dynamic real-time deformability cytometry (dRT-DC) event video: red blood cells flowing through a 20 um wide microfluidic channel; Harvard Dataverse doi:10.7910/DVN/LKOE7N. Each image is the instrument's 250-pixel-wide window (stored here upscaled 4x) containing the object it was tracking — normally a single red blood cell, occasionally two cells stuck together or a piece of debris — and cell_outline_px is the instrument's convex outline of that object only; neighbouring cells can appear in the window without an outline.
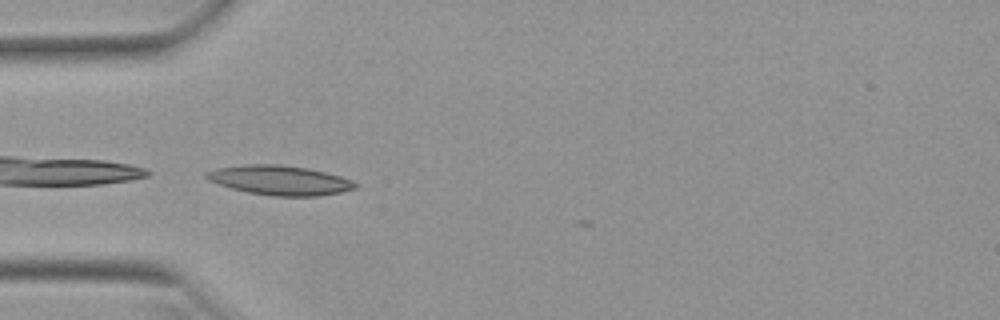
{"species": "Egyptian fruit bat (a non-hibernating species)", "species_latin": "Rousettus aegyptiacus", "temperature_condition": "warm", "stored_images_in_passage": 30, "camera_frame_rate_fps": 3000, "um_per_image_px": 0.085, "animal": {"sex": "female"}, "frame": {"image": 1, "passage_image": 1, "time_ms": 0.0, "image_size_px": [1000, 320], "cell_outline_px": [[360, 184], [356, 188], [340, 192], [316, 196], [272, 196], [248, 192], [232, 188], [208, 180], [204, 176], [204, 172], [216, 168], [248, 164], [280, 164], [308, 168], [340, 176], [352, 180]], "centroid_in_image_um": [23.78, 15.31], "position_along_channel_um": 61.2, "area_um2": 25.61}}
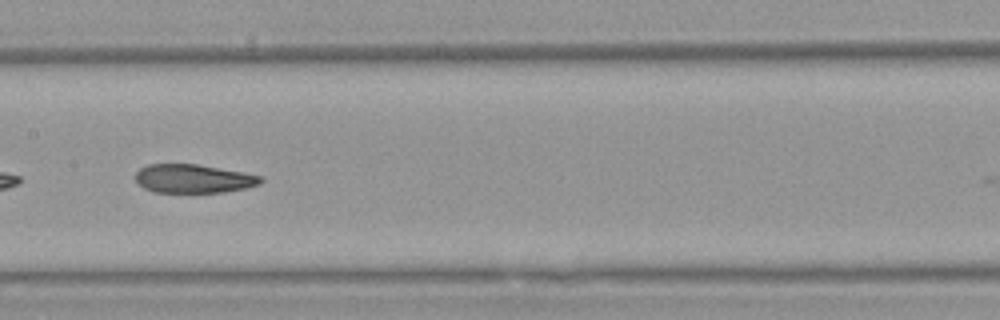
{"frame": {"image": 2, "passage_image": 11, "time_ms": 3.333, "image_size_px": [1000, 320], "cell_outline_px": [[264, 180], [260, 184], [244, 188], [224, 192], [152, 192], [144, 188], [136, 180], [136, 172], [140, 168], [148, 164], [196, 164], [264, 176]], "centroid_in_image_um": [16.45, 15.18], "position_along_channel_um": 191.0, "area_um2": 20.81}}
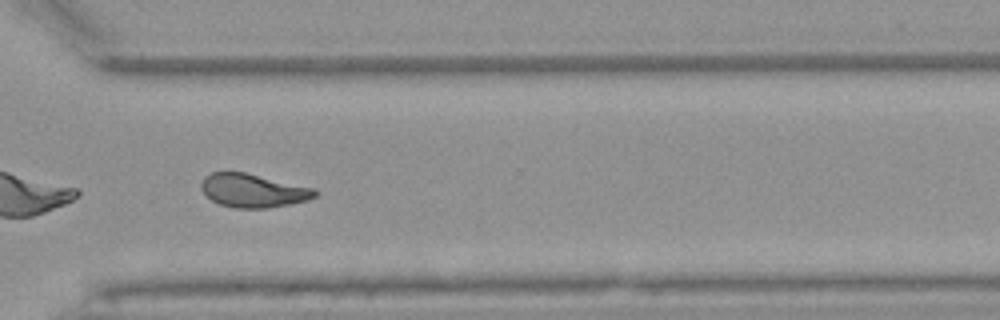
{"frame": {"image": 3, "passage_image": 23, "time_ms": 7.333, "image_size_px": [1000, 320], "cell_outline_px": [[320, 192], [316, 196], [308, 200], [268, 208], [236, 208], [220, 204], [204, 196], [200, 188], [200, 184], [204, 176], [212, 172], [244, 172], [316, 188]], "centroid_in_image_um": [21.51, 16.19], "position_along_channel_um": 349.1, "area_um2": 22.43}, "authors_computed_cell_mechanics": {"area_um2": 22.3108, "velocity_mm_per_s": 3.9554, "shape_relaxation_time_tau1_ms": 9.819, "shape_relaxation_time_tau2_ms": 3.5952, "deformation_change_tau1": 0.2352, "deformation_change_tau2": 0.1122}}